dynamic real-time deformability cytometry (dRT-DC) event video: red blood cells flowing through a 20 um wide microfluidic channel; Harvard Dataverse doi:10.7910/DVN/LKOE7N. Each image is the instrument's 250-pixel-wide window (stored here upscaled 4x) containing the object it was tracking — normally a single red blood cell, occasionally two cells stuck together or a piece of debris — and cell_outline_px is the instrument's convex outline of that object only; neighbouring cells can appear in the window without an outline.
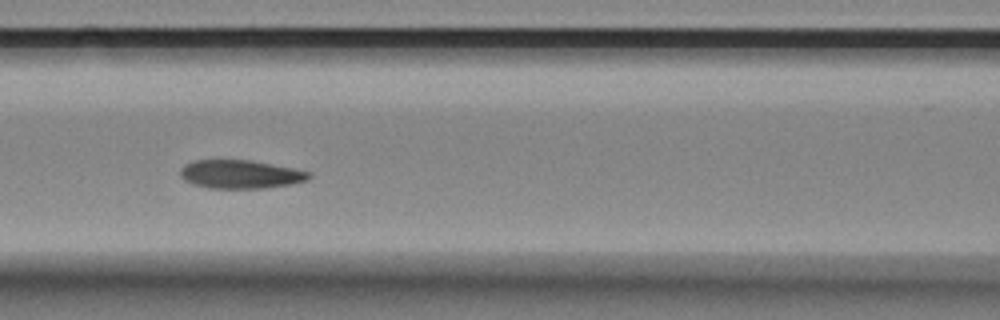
{"species": "Egyptian fruit bat (a non-hibernating species)", "species_latin": "Rousettus aegyptiacus", "temperature_condition": "room temperature", "stored_images_in_passage": 7, "camera_frame_rate_fps": 3000, "um_per_image_px": 0.085, "animal": {"sex": "female"}, "frame": {"image": 1, "passage_image": 7, "time_ms": 2.0, "image_size_px": [1000, 320], "cell_outline_px": [[312, 176], [308, 180], [292, 184], [264, 188], [208, 188], [192, 184], [184, 180], [180, 176], [180, 168], [184, 164], [192, 160], [252, 160], [312, 172]], "centroid_in_image_um": [20.42, 14.81], "position_along_channel_um": 146.2, "area_um2": 21.56}}